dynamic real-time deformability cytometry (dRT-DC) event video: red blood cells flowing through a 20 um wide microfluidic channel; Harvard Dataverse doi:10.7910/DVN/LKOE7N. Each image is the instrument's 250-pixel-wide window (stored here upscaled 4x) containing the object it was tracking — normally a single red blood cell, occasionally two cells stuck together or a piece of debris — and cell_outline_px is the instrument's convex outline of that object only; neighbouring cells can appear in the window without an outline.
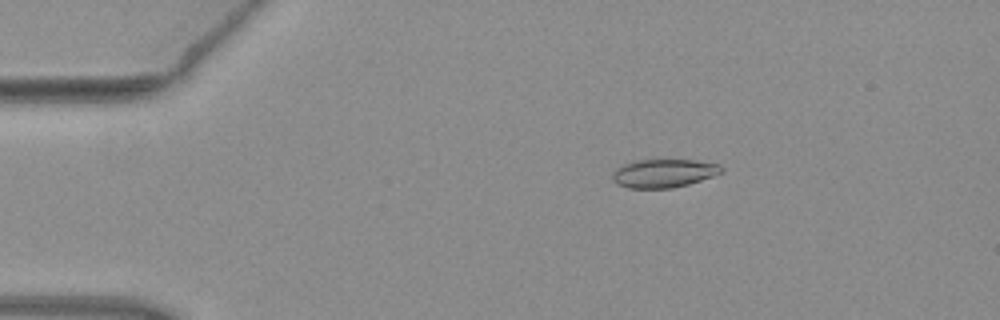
{"species": "common noctule bat (a hibernating species)", "species_latin": "Nyctalus noctula", "temperature_condition": "warm", "stored_images_in_passage": 4, "camera_frame_rate_fps": 3000, "um_per_image_px": 0.085, "animal": {"sex": "female", "body_mass_g": 19.3, "forearm_length_mm": 54.1}, "frame": {"image": 1, "passage_image": 2, "time_ms": 0.333, "image_size_px": [1000, 320], "cell_outline_px": [[724, 172], [688, 184], [672, 188], [628, 188], [616, 184], [612, 180], [612, 172], [616, 168], [624, 164], [636, 160], [692, 160], [720, 164], [724, 168]], "centroid_in_image_um": [56.4, 14.73], "position_along_channel_um": 28.6, "area_um2": 18.09}}
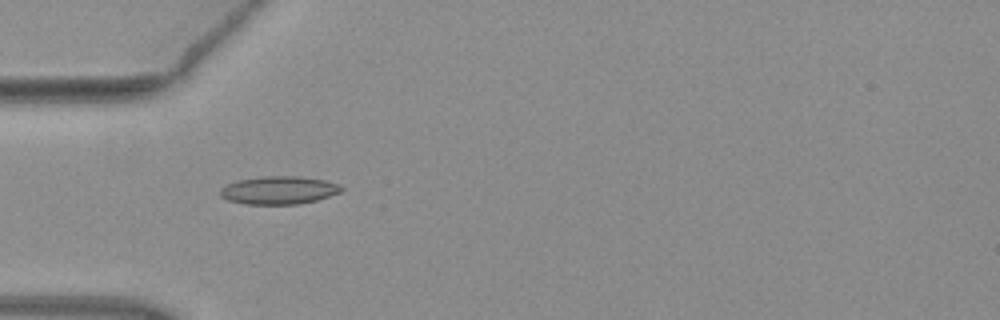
{"frame": {"image": 2, "passage_image": 4, "time_ms": 1.0, "image_size_px": [1000, 320], "cell_outline_px": [[344, 188], [340, 192], [316, 200], [296, 204], [244, 204], [228, 200], [220, 196], [220, 188], [236, 180], [264, 176], [296, 176], [324, 180], [340, 184]], "centroid_in_image_um": [23.68, 16.16], "position_along_channel_um": 61.3, "area_um2": 19.71}}